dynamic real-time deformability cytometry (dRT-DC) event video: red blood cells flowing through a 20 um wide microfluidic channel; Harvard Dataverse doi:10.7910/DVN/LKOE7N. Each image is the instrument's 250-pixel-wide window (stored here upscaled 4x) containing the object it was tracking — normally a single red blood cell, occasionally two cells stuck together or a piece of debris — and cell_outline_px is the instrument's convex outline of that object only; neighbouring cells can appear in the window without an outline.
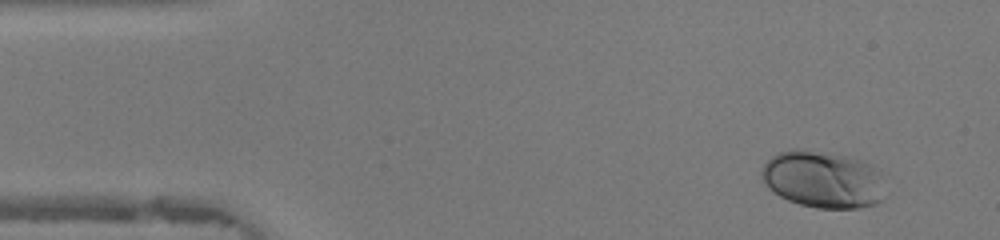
{"species": "human", "species_latin": "Homo sapiens", "temperature_condition": "warm", "stored_images_in_passage": 47, "camera_frame_rate_fps": 3000, "um_per_image_px": 0.085, "donor": {"sex": "female"}, "frame": {"image": 1, "passage_image": 4, "time_ms": 1.0, "image_size_px": [1000, 240], "cell_outline_px": [[888, 172], [884, 200], [876, 204], [860, 208], [816, 208], [800, 204], [788, 200], [780, 196], [768, 188], [764, 184], [760, 176], [760, 168], [772, 156], [788, 148], [800, 148], [848, 156], [872, 164]], "centroid_in_image_um": [70.05, 15.24], "position_along_channel_um": 15.0, "area_um2": 42.66}}
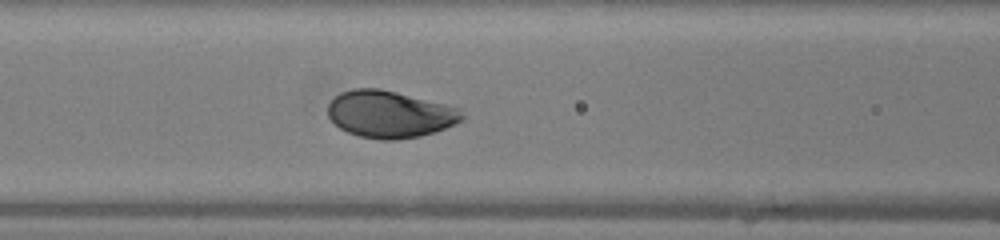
{"frame": {"image": 2, "passage_image": 19, "time_ms": 6.0, "image_size_px": [1000, 240], "cell_outline_px": [[464, 120], [456, 124], [420, 136], [396, 140], [380, 140], [360, 136], [348, 132], [340, 128], [328, 116], [328, 104], [340, 92], [352, 88], [380, 88], [460, 108], [464, 116]], "centroid_in_image_um": [33.13, 9.71], "position_along_channel_um": 133.5, "area_um2": 36.65}}
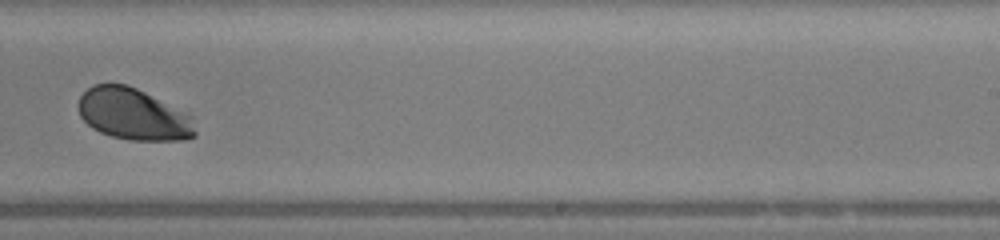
{"frame": {"image": 3, "passage_image": 29, "time_ms": 9.333, "image_size_px": [1000, 240], "cell_outline_px": [[196, 136], [184, 140], [128, 140], [112, 136], [100, 132], [92, 128], [80, 116], [80, 96], [92, 84], [124, 84], [136, 88], [192, 116], [196, 132]], "centroid_in_image_um": [11.34, 9.73], "position_along_channel_um": 277.7, "area_um2": 34.74}, "authors_computed_cell_mechanics": {"area_um2": 36.8186, "velocity_mm_per_s": 4.3357, "shape_relaxation_time_tau1_ms": 1.8298, "shape_relaxation_time_tau2_ms": null, "deformation_change_tau1": 0.1173, "deformation_change_tau2": null}}